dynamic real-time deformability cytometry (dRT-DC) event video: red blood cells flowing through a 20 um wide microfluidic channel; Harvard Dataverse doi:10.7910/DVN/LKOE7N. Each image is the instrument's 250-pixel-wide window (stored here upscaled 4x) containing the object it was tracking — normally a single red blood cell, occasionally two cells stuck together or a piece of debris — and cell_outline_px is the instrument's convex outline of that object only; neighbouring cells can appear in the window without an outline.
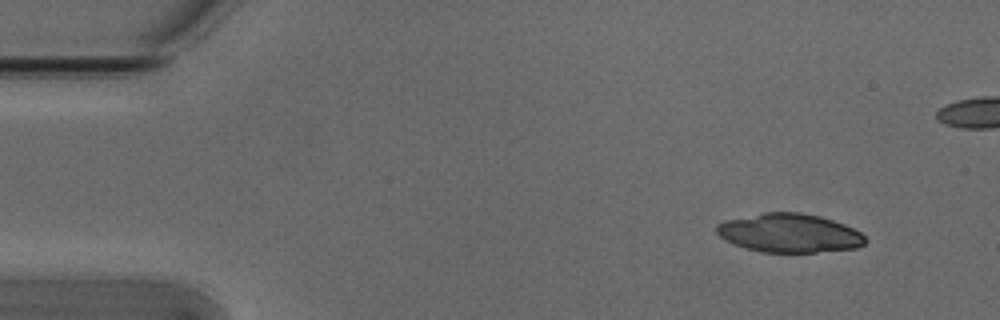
{"species": "Egyptian fruit bat (a non-hibernating species)", "species_latin": "Rousettus aegyptiacus", "temperature_condition": "cold", "stored_images_in_passage": 15, "camera_frame_rate_fps": 3000, "um_per_image_px": 0.085, "animal": {"sex": "male"}, "frame": {"image": 1, "passage_image": 1, "time_ms": 0.0, "image_size_px": [1000, 320], "cell_outline_px": [[868, 240], [864, 244], [856, 248], [816, 252], [760, 252], [744, 248], [724, 240], [716, 232], [716, 224], [724, 220], [764, 212], [800, 212], [820, 216], [844, 224], [860, 232]], "centroid_in_image_um": [67.07, 19.81], "position_along_channel_um": 17.9, "area_um2": 33.76}}